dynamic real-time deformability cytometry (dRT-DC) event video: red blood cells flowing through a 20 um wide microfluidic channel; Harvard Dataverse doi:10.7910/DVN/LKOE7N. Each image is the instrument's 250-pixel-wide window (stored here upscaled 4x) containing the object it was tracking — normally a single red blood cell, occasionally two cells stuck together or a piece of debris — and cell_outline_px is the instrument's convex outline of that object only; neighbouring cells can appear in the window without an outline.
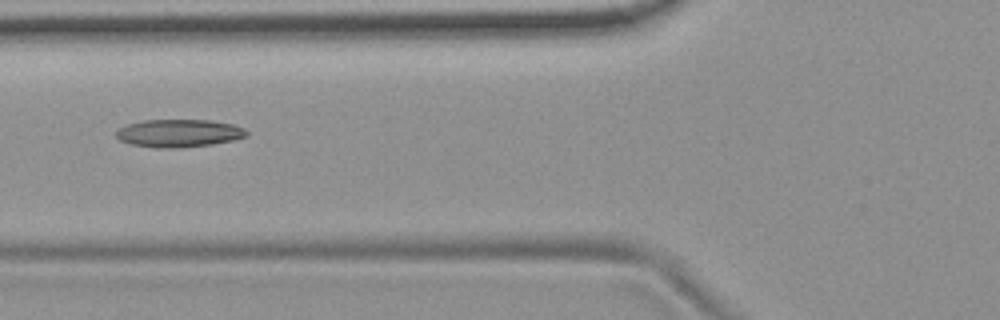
{"species": "common noctule bat (a hibernating species)", "species_latin": "Nyctalus noctula", "temperature_condition": "room temperature", "stored_images_in_passage": 8, "camera_frame_rate_fps": 3000, "um_per_image_px": 0.085, "animal": {"sex": "female", "body_mass_g": 19.9}, "frame": {"image": 1, "passage_image": 6, "time_ms": 6.0, "image_size_px": [1000, 320], "cell_outline_px": [[248, 136], [236, 140], [212, 144], [180, 148], [156, 148], [132, 144], [120, 140], [116, 136], [116, 132], [120, 128], [128, 124], [144, 120], [212, 120], [232, 124], [244, 128], [248, 132]], "centroid_in_image_um": [15.25, 11.32], "position_along_channel_um": 110.5, "area_um2": 21.21}}
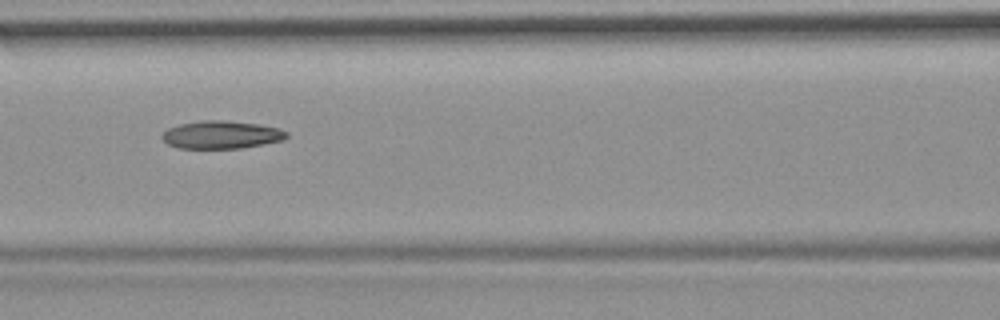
{"frame": {"image": 2, "passage_image": 7, "time_ms": 7.0, "image_size_px": [1000, 320], "cell_outline_px": [[288, 136], [284, 140], [264, 144], [240, 148], [176, 148], [168, 144], [160, 136], [168, 128], [180, 124], [200, 120], [224, 120], [256, 124], [280, 128], [288, 132]], "centroid_in_image_um": [18.82, 11.45], "position_along_channel_um": 147.8, "area_um2": 20.23}}
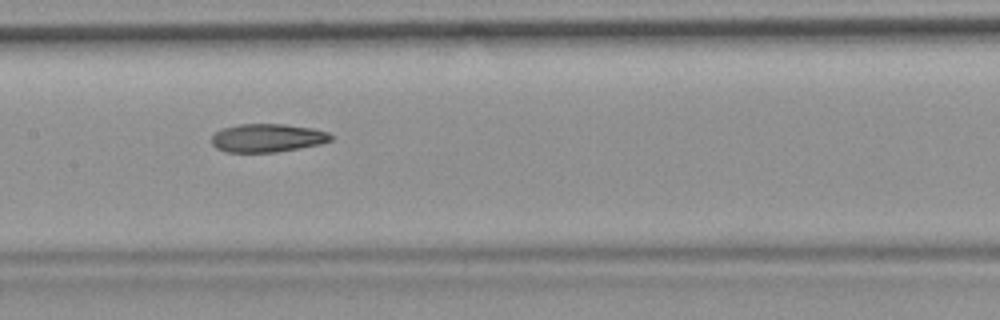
{"frame": {"image": 3, "passage_image": 8, "time_ms": 8.0, "image_size_px": [1000, 320], "cell_outline_px": [[332, 140], [320, 144], [300, 148], [276, 152], [228, 152], [216, 148], [212, 144], [212, 136], [220, 128], [240, 124], [284, 124], [312, 128], [328, 132], [332, 136]], "centroid_in_image_um": [22.72, 11.72], "position_along_channel_um": 184.7, "area_um2": 19.71}}